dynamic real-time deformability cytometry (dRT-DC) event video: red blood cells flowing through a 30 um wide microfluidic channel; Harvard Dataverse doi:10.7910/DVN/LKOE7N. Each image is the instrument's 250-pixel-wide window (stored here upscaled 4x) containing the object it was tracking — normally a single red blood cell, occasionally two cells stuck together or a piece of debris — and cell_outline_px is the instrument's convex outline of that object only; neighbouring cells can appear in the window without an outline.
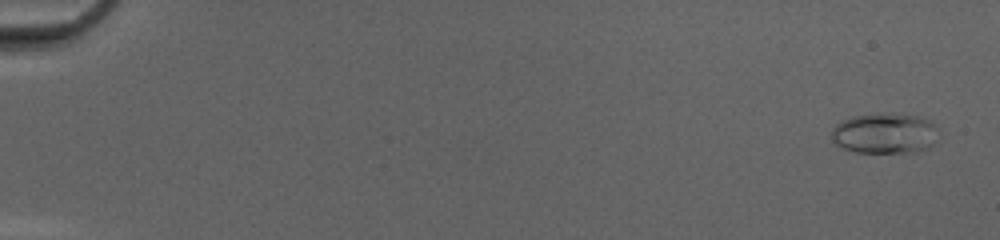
{"species": "common noctule bat (a hibernating species)", "species_latin": "Nyctalus noctula", "temperature_condition": "cold", "stored_images_in_passage": 52, "camera_frame_rate_fps": 3000, "um_per_image_px": 0.085, "animal": {"sex": "female", "body_mass_g": 20.0, "forearm_length_mm": 54.0}, "frame": {"image": 1, "passage_image": 3, "time_ms": 0.667, "image_size_px": [1000, 240], "cell_outline_px": [[932, 144], [928, 148], [916, 152], [856, 152], [844, 148], [836, 144], [832, 140], [832, 128], [836, 124], [852, 116], [916, 116], [928, 120], [932, 124]], "centroid_in_image_um": [75.1, 11.39], "position_along_channel_um": 9.9, "area_um2": 23.76}}
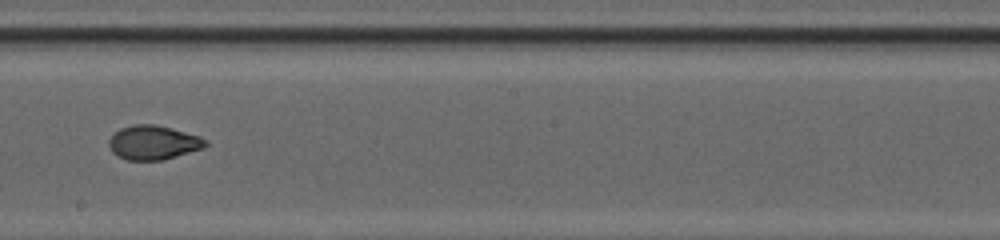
{"frame": {"image": 2, "passage_image": 32, "time_ms": 10.333, "image_size_px": [1000, 240], "cell_outline_px": [[208, 144], [204, 148], [164, 160], [128, 160], [116, 156], [112, 152], [108, 144], [108, 140], [120, 128], [132, 124], [156, 124], [172, 128], [200, 136], [208, 140]], "centroid_in_image_um": [13.04, 12.11], "position_along_channel_um": 235.2, "area_um2": 19.48}}
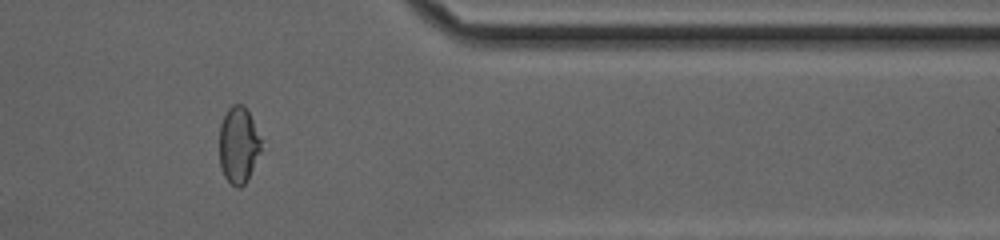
{"frame": {"image": 3, "passage_image": 44, "time_ms": 14.333, "image_size_px": [1000, 240], "cell_outline_px": [[260, 152], [248, 180], [240, 188], [236, 188], [224, 176], [220, 164], [220, 124], [228, 108], [232, 104], [244, 104], [252, 120], [260, 140]], "centroid_in_image_um": [20.25, 12.34], "position_along_channel_um": 391.1, "area_um2": 18.38}, "authors_computed_cell_mechanics": {"area_um2": 19.8543, "velocity_mm_per_s": 4.1878, "shape_relaxation_time_tau1_ms": 8.4811, "shape_relaxation_time_tau2_ms": 1.2868, "deformation_change_tau1": 0.2698, "deformation_change_tau2": 0.0423}}